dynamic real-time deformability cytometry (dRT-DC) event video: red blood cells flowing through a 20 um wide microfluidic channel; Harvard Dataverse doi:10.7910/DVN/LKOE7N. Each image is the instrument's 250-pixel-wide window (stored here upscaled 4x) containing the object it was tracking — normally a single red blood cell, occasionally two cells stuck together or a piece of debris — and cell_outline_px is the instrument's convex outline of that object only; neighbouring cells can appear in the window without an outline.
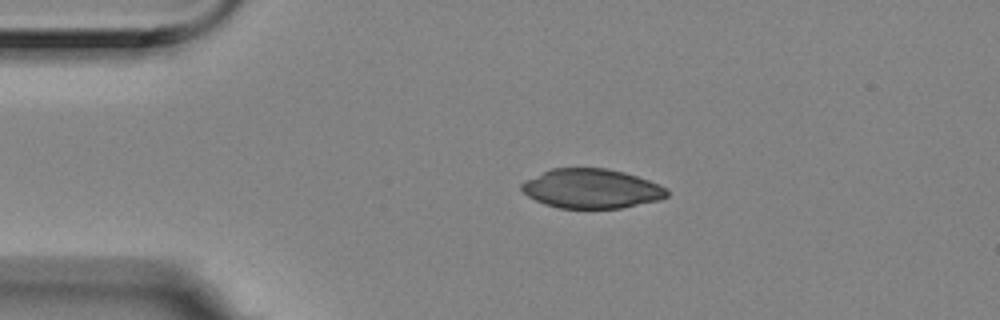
{"species": "Egyptian fruit bat (a non-hibernating species)", "species_latin": "Rousettus aegyptiacus", "temperature_condition": "room temperature", "stored_images_in_passage": 4, "camera_frame_rate_fps": 3000, "um_per_image_px": 0.085, "animal": {"sex": "female"}, "frame": {"image": 1, "passage_image": 3, "time_ms": 0.667, "image_size_px": [1000, 320], "cell_outline_px": [[668, 196], [660, 200], [620, 208], [560, 208], [544, 204], [528, 196], [520, 188], [520, 184], [524, 180], [552, 168], [608, 168], [624, 172], [660, 184], [668, 188]], "centroid_in_image_um": [50.28, 16.03], "position_along_channel_um": 34.7, "area_um2": 33.47}}